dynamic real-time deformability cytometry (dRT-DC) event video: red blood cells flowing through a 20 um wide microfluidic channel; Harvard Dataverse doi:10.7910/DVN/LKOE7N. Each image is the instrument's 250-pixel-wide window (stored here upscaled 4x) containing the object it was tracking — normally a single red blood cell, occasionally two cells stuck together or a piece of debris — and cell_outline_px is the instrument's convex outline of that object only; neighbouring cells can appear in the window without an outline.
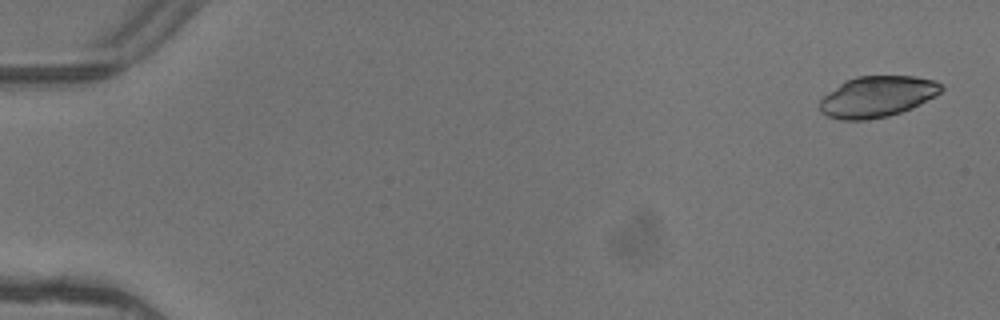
{"species": "common noctule bat (a hibernating species)", "species_latin": "Nyctalus noctula", "temperature_condition": "warm", "stored_images_in_passage": 4, "camera_frame_rate_fps": 3000, "um_per_image_px": 0.085, "animal": {"sex": "female"}, "frame": {"image": 1, "passage_image": 1, "time_ms": 0.0, "image_size_px": [1000, 320], "cell_outline_px": [[944, 88], [936, 96], [912, 108], [888, 116], [868, 120], [840, 120], [828, 116], [820, 112], [820, 100], [828, 92], [844, 80], [856, 76], [912, 76], [936, 80], [944, 84]], "centroid_in_image_um": [74.58, 8.21], "position_along_channel_um": 10.4, "area_um2": 29.3}}